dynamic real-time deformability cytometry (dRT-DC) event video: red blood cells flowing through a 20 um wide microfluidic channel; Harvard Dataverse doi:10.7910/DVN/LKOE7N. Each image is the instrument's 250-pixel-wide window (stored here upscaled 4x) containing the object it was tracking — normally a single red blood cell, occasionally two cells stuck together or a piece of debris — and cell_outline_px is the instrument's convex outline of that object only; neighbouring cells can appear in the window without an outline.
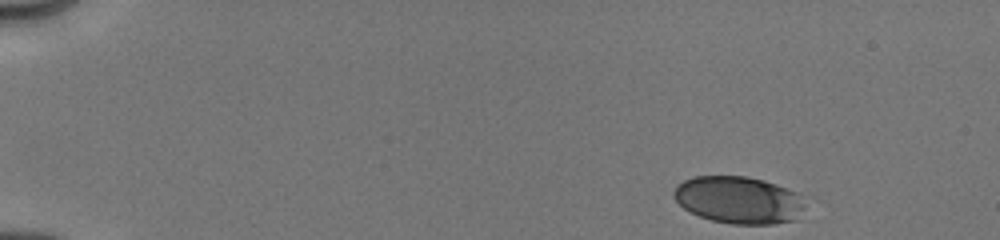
{"species": "human", "species_latin": "Homo sapiens", "temperature_condition": "cold", "stored_images_in_passage": 18, "camera_frame_rate_fps": 3000, "um_per_image_px": 0.085, "donor": {"sex": "male"}, "frame": {"image": 1, "passage_image": 1, "time_ms": 0.0, "image_size_px": [1000, 240], "cell_outline_px": [[804, 208], [796, 220], [772, 224], [732, 224], [712, 220], [700, 216], [684, 208], [672, 196], [672, 192], [676, 184], [692, 176], [748, 176], [764, 180], [776, 184], [796, 192]], "centroid_in_image_um": [62.74, 16.99], "position_along_channel_um": 22.3, "area_um2": 36.07}}
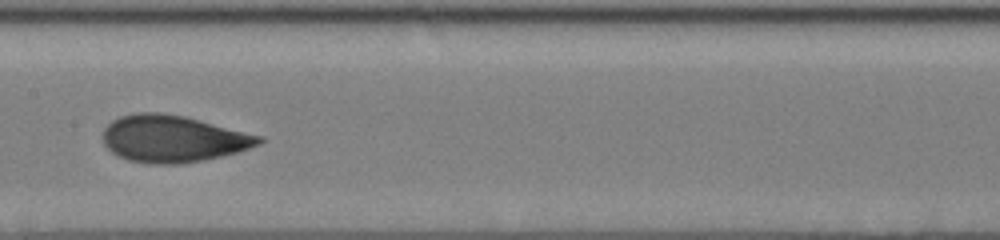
{"frame": {"image": 2, "passage_image": 8, "time_ms": 7.333, "image_size_px": [1000, 240], "cell_outline_px": [[264, 140], [260, 144], [236, 152], [220, 156], [180, 164], [144, 164], [128, 160], [116, 156], [104, 144], [104, 128], [112, 120], [120, 116], [136, 112], [160, 112], [184, 116], [264, 136]], "centroid_in_image_um": [14.68, 11.79], "position_along_channel_um": 192.7, "area_um2": 42.71}}
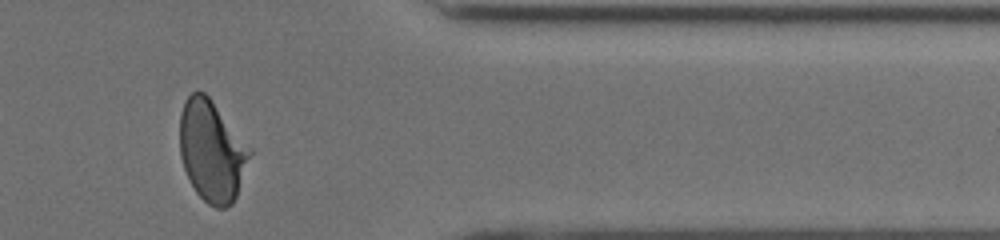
{"frame": {"image": 3, "passage_image": 15, "time_ms": 12.667, "image_size_px": [1000, 240], "cell_outline_px": [[252, 152], [236, 196], [232, 204], [224, 208], [216, 208], [208, 204], [196, 192], [184, 168], [180, 156], [180, 112], [184, 100], [192, 92], [204, 92], [208, 96], [252, 148]], "centroid_in_image_um": [18.01, 12.83], "position_along_channel_um": 393.4, "area_um2": 41.1}, "authors_computed_cell_mechanics": {"area_um2": 40.9513, "velocity_mm_per_s": 4.0121, "shape_relaxation_time_tau1_ms": 3.777, "shape_relaxation_time_tau2_ms": 0.6124, "deformation_change_tau1": 0.1297, "deformation_change_tau2": 0.0353}}